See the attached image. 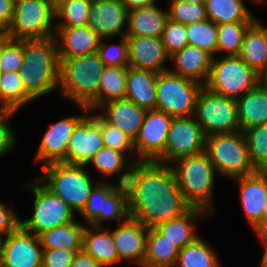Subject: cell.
I'll use <instances>...</instances> for the list:
<instances>
[{"mask_svg": "<svg viewBox=\"0 0 267 267\" xmlns=\"http://www.w3.org/2000/svg\"><path fill=\"white\" fill-rule=\"evenodd\" d=\"M258 84V74L238 56H215L204 85L217 95L237 99Z\"/></svg>", "mask_w": 267, "mask_h": 267, "instance_id": "ba28073f", "label": "cell"}, {"mask_svg": "<svg viewBox=\"0 0 267 267\" xmlns=\"http://www.w3.org/2000/svg\"><path fill=\"white\" fill-rule=\"evenodd\" d=\"M166 52L171 56L189 45L186 25L168 18L161 36Z\"/></svg>", "mask_w": 267, "mask_h": 267, "instance_id": "bcb514c9", "label": "cell"}, {"mask_svg": "<svg viewBox=\"0 0 267 267\" xmlns=\"http://www.w3.org/2000/svg\"><path fill=\"white\" fill-rule=\"evenodd\" d=\"M241 131L267 123V90L258 84L236 99Z\"/></svg>", "mask_w": 267, "mask_h": 267, "instance_id": "f546056e", "label": "cell"}, {"mask_svg": "<svg viewBox=\"0 0 267 267\" xmlns=\"http://www.w3.org/2000/svg\"><path fill=\"white\" fill-rule=\"evenodd\" d=\"M128 67H105L103 69L98 98L88 107L93 112L113 100L125 99Z\"/></svg>", "mask_w": 267, "mask_h": 267, "instance_id": "d6a6232c", "label": "cell"}, {"mask_svg": "<svg viewBox=\"0 0 267 267\" xmlns=\"http://www.w3.org/2000/svg\"><path fill=\"white\" fill-rule=\"evenodd\" d=\"M21 1H25V0H12V2H13L14 4L19 3V2H21Z\"/></svg>", "mask_w": 267, "mask_h": 267, "instance_id": "6125c7cd", "label": "cell"}, {"mask_svg": "<svg viewBox=\"0 0 267 267\" xmlns=\"http://www.w3.org/2000/svg\"><path fill=\"white\" fill-rule=\"evenodd\" d=\"M24 53L23 39H11L6 35L1 36V73L20 72Z\"/></svg>", "mask_w": 267, "mask_h": 267, "instance_id": "7bdbcfd3", "label": "cell"}, {"mask_svg": "<svg viewBox=\"0 0 267 267\" xmlns=\"http://www.w3.org/2000/svg\"><path fill=\"white\" fill-rule=\"evenodd\" d=\"M194 117L206 137L241 131L236 99L217 95L205 86L198 93Z\"/></svg>", "mask_w": 267, "mask_h": 267, "instance_id": "8fae6325", "label": "cell"}, {"mask_svg": "<svg viewBox=\"0 0 267 267\" xmlns=\"http://www.w3.org/2000/svg\"><path fill=\"white\" fill-rule=\"evenodd\" d=\"M148 230V227L131 217L118 224L116 229L110 230L118 251L119 262L132 261L143 266Z\"/></svg>", "mask_w": 267, "mask_h": 267, "instance_id": "ac0fdd59", "label": "cell"}, {"mask_svg": "<svg viewBox=\"0 0 267 267\" xmlns=\"http://www.w3.org/2000/svg\"><path fill=\"white\" fill-rule=\"evenodd\" d=\"M173 117L156 109L147 110L134 149L138 161H156L165 150Z\"/></svg>", "mask_w": 267, "mask_h": 267, "instance_id": "5bb4252c", "label": "cell"}, {"mask_svg": "<svg viewBox=\"0 0 267 267\" xmlns=\"http://www.w3.org/2000/svg\"><path fill=\"white\" fill-rule=\"evenodd\" d=\"M15 113L17 112L8 109L0 111V157L10 152L16 143V136L9 124Z\"/></svg>", "mask_w": 267, "mask_h": 267, "instance_id": "7dc6e473", "label": "cell"}, {"mask_svg": "<svg viewBox=\"0 0 267 267\" xmlns=\"http://www.w3.org/2000/svg\"><path fill=\"white\" fill-rule=\"evenodd\" d=\"M129 53V67L164 72V62L170 60L161 37L126 36Z\"/></svg>", "mask_w": 267, "mask_h": 267, "instance_id": "ffe728a7", "label": "cell"}, {"mask_svg": "<svg viewBox=\"0 0 267 267\" xmlns=\"http://www.w3.org/2000/svg\"><path fill=\"white\" fill-rule=\"evenodd\" d=\"M189 45L207 51L213 57L217 54V25L208 18L186 25Z\"/></svg>", "mask_w": 267, "mask_h": 267, "instance_id": "ab89813d", "label": "cell"}, {"mask_svg": "<svg viewBox=\"0 0 267 267\" xmlns=\"http://www.w3.org/2000/svg\"><path fill=\"white\" fill-rule=\"evenodd\" d=\"M80 108L86 116L76 125L68 141L66 163L88 166L104 144L100 127L96 123V114H90L85 106ZM88 113L90 115L87 116Z\"/></svg>", "mask_w": 267, "mask_h": 267, "instance_id": "9a60e30c", "label": "cell"}, {"mask_svg": "<svg viewBox=\"0 0 267 267\" xmlns=\"http://www.w3.org/2000/svg\"><path fill=\"white\" fill-rule=\"evenodd\" d=\"M39 237L21 225L3 239L0 267H42Z\"/></svg>", "mask_w": 267, "mask_h": 267, "instance_id": "2e32d148", "label": "cell"}, {"mask_svg": "<svg viewBox=\"0 0 267 267\" xmlns=\"http://www.w3.org/2000/svg\"><path fill=\"white\" fill-rule=\"evenodd\" d=\"M168 17L184 25L207 19L205 4H195L182 0H171Z\"/></svg>", "mask_w": 267, "mask_h": 267, "instance_id": "ee69618b", "label": "cell"}, {"mask_svg": "<svg viewBox=\"0 0 267 267\" xmlns=\"http://www.w3.org/2000/svg\"><path fill=\"white\" fill-rule=\"evenodd\" d=\"M70 267H102L93 257L83 250L77 252Z\"/></svg>", "mask_w": 267, "mask_h": 267, "instance_id": "816d5d0a", "label": "cell"}, {"mask_svg": "<svg viewBox=\"0 0 267 267\" xmlns=\"http://www.w3.org/2000/svg\"><path fill=\"white\" fill-rule=\"evenodd\" d=\"M206 136L194 116L173 117L164 153L157 162L172 165L180 158L204 152Z\"/></svg>", "mask_w": 267, "mask_h": 267, "instance_id": "4fadbf2b", "label": "cell"}, {"mask_svg": "<svg viewBox=\"0 0 267 267\" xmlns=\"http://www.w3.org/2000/svg\"><path fill=\"white\" fill-rule=\"evenodd\" d=\"M55 4L51 0H25L15 4L13 19L3 33L11 39L54 37Z\"/></svg>", "mask_w": 267, "mask_h": 267, "instance_id": "9c48e42d", "label": "cell"}, {"mask_svg": "<svg viewBox=\"0 0 267 267\" xmlns=\"http://www.w3.org/2000/svg\"><path fill=\"white\" fill-rule=\"evenodd\" d=\"M54 38L59 59L95 53L101 40L88 25L56 27Z\"/></svg>", "mask_w": 267, "mask_h": 267, "instance_id": "44dd1931", "label": "cell"}, {"mask_svg": "<svg viewBox=\"0 0 267 267\" xmlns=\"http://www.w3.org/2000/svg\"><path fill=\"white\" fill-rule=\"evenodd\" d=\"M238 57L257 74L267 65V26L260 20L245 32Z\"/></svg>", "mask_w": 267, "mask_h": 267, "instance_id": "f1b7e54d", "label": "cell"}, {"mask_svg": "<svg viewBox=\"0 0 267 267\" xmlns=\"http://www.w3.org/2000/svg\"><path fill=\"white\" fill-rule=\"evenodd\" d=\"M15 4L12 0H0V31L4 33L10 26Z\"/></svg>", "mask_w": 267, "mask_h": 267, "instance_id": "f907efd6", "label": "cell"}, {"mask_svg": "<svg viewBox=\"0 0 267 267\" xmlns=\"http://www.w3.org/2000/svg\"><path fill=\"white\" fill-rule=\"evenodd\" d=\"M33 99L25 92L19 72L4 73L0 77V106L18 111Z\"/></svg>", "mask_w": 267, "mask_h": 267, "instance_id": "8d00e7d4", "label": "cell"}, {"mask_svg": "<svg viewBox=\"0 0 267 267\" xmlns=\"http://www.w3.org/2000/svg\"><path fill=\"white\" fill-rule=\"evenodd\" d=\"M104 113L100 115L112 125L117 126L126 133L133 141L138 137L146 109L138 107L128 99L109 101L101 105Z\"/></svg>", "mask_w": 267, "mask_h": 267, "instance_id": "cb8c5ba5", "label": "cell"}, {"mask_svg": "<svg viewBox=\"0 0 267 267\" xmlns=\"http://www.w3.org/2000/svg\"><path fill=\"white\" fill-rule=\"evenodd\" d=\"M182 1L195 3V4H205V0H182Z\"/></svg>", "mask_w": 267, "mask_h": 267, "instance_id": "680465c9", "label": "cell"}, {"mask_svg": "<svg viewBox=\"0 0 267 267\" xmlns=\"http://www.w3.org/2000/svg\"><path fill=\"white\" fill-rule=\"evenodd\" d=\"M258 85L267 90V65L258 73Z\"/></svg>", "mask_w": 267, "mask_h": 267, "instance_id": "9f6ffc18", "label": "cell"}, {"mask_svg": "<svg viewBox=\"0 0 267 267\" xmlns=\"http://www.w3.org/2000/svg\"><path fill=\"white\" fill-rule=\"evenodd\" d=\"M231 180L238 183L241 207L253 229L260 222L264 210L267 197V177L256 171L253 174Z\"/></svg>", "mask_w": 267, "mask_h": 267, "instance_id": "7402d4cb", "label": "cell"}, {"mask_svg": "<svg viewBox=\"0 0 267 267\" xmlns=\"http://www.w3.org/2000/svg\"><path fill=\"white\" fill-rule=\"evenodd\" d=\"M204 152L219 176L234 179L257 171L250 161L247 142L242 131L207 136Z\"/></svg>", "mask_w": 267, "mask_h": 267, "instance_id": "8992f818", "label": "cell"}, {"mask_svg": "<svg viewBox=\"0 0 267 267\" xmlns=\"http://www.w3.org/2000/svg\"><path fill=\"white\" fill-rule=\"evenodd\" d=\"M54 4H57L60 0H51Z\"/></svg>", "mask_w": 267, "mask_h": 267, "instance_id": "e7e4bbea", "label": "cell"}, {"mask_svg": "<svg viewBox=\"0 0 267 267\" xmlns=\"http://www.w3.org/2000/svg\"><path fill=\"white\" fill-rule=\"evenodd\" d=\"M122 186L130 217L148 228L181 216L191 208L178 187L171 165L135 162Z\"/></svg>", "mask_w": 267, "mask_h": 267, "instance_id": "6da1fadb", "label": "cell"}, {"mask_svg": "<svg viewBox=\"0 0 267 267\" xmlns=\"http://www.w3.org/2000/svg\"><path fill=\"white\" fill-rule=\"evenodd\" d=\"M253 1H254L255 3L257 2V3L261 4V3H260L261 0H253Z\"/></svg>", "mask_w": 267, "mask_h": 267, "instance_id": "03108f58", "label": "cell"}, {"mask_svg": "<svg viewBox=\"0 0 267 267\" xmlns=\"http://www.w3.org/2000/svg\"><path fill=\"white\" fill-rule=\"evenodd\" d=\"M255 233L259 240L262 242V245H264L263 247L265 248L259 265L267 267V229L255 231Z\"/></svg>", "mask_w": 267, "mask_h": 267, "instance_id": "db71d44e", "label": "cell"}, {"mask_svg": "<svg viewBox=\"0 0 267 267\" xmlns=\"http://www.w3.org/2000/svg\"><path fill=\"white\" fill-rule=\"evenodd\" d=\"M257 171L267 177V159L262 163V165L257 169Z\"/></svg>", "mask_w": 267, "mask_h": 267, "instance_id": "6f0895ef", "label": "cell"}, {"mask_svg": "<svg viewBox=\"0 0 267 267\" xmlns=\"http://www.w3.org/2000/svg\"><path fill=\"white\" fill-rule=\"evenodd\" d=\"M203 86L169 70L160 72L156 87V110L172 117L194 116L198 93Z\"/></svg>", "mask_w": 267, "mask_h": 267, "instance_id": "30bf717a", "label": "cell"}, {"mask_svg": "<svg viewBox=\"0 0 267 267\" xmlns=\"http://www.w3.org/2000/svg\"><path fill=\"white\" fill-rule=\"evenodd\" d=\"M75 254L67 249H43L42 267H70Z\"/></svg>", "mask_w": 267, "mask_h": 267, "instance_id": "c3c4849f", "label": "cell"}, {"mask_svg": "<svg viewBox=\"0 0 267 267\" xmlns=\"http://www.w3.org/2000/svg\"><path fill=\"white\" fill-rule=\"evenodd\" d=\"M254 22H231L217 25V53L222 56H238L247 29Z\"/></svg>", "mask_w": 267, "mask_h": 267, "instance_id": "74e56055", "label": "cell"}, {"mask_svg": "<svg viewBox=\"0 0 267 267\" xmlns=\"http://www.w3.org/2000/svg\"><path fill=\"white\" fill-rule=\"evenodd\" d=\"M127 156L109 147H103L88 163L93 164L94 168L104 177L109 178L119 175L117 184L122 185L128 178L133 166V162Z\"/></svg>", "mask_w": 267, "mask_h": 267, "instance_id": "e575fe53", "label": "cell"}, {"mask_svg": "<svg viewBox=\"0 0 267 267\" xmlns=\"http://www.w3.org/2000/svg\"><path fill=\"white\" fill-rule=\"evenodd\" d=\"M101 39L97 53L105 67H129V53L126 36H122L118 44L107 45Z\"/></svg>", "mask_w": 267, "mask_h": 267, "instance_id": "f6af8a7d", "label": "cell"}, {"mask_svg": "<svg viewBox=\"0 0 267 267\" xmlns=\"http://www.w3.org/2000/svg\"><path fill=\"white\" fill-rule=\"evenodd\" d=\"M249 151L251 163L258 169L267 159V123L242 131Z\"/></svg>", "mask_w": 267, "mask_h": 267, "instance_id": "b9f144b4", "label": "cell"}, {"mask_svg": "<svg viewBox=\"0 0 267 267\" xmlns=\"http://www.w3.org/2000/svg\"><path fill=\"white\" fill-rule=\"evenodd\" d=\"M206 15L216 25L231 22H255L244 0H205Z\"/></svg>", "mask_w": 267, "mask_h": 267, "instance_id": "836d02e7", "label": "cell"}, {"mask_svg": "<svg viewBox=\"0 0 267 267\" xmlns=\"http://www.w3.org/2000/svg\"><path fill=\"white\" fill-rule=\"evenodd\" d=\"M3 239H4V237L0 236V261H1Z\"/></svg>", "mask_w": 267, "mask_h": 267, "instance_id": "91938a15", "label": "cell"}, {"mask_svg": "<svg viewBox=\"0 0 267 267\" xmlns=\"http://www.w3.org/2000/svg\"><path fill=\"white\" fill-rule=\"evenodd\" d=\"M158 72L128 67L125 99L146 110L156 109Z\"/></svg>", "mask_w": 267, "mask_h": 267, "instance_id": "d4e9b609", "label": "cell"}, {"mask_svg": "<svg viewBox=\"0 0 267 267\" xmlns=\"http://www.w3.org/2000/svg\"><path fill=\"white\" fill-rule=\"evenodd\" d=\"M212 59L213 56L207 51L187 45L170 56L174 68L168 70L205 85L210 75Z\"/></svg>", "mask_w": 267, "mask_h": 267, "instance_id": "603a6c76", "label": "cell"}, {"mask_svg": "<svg viewBox=\"0 0 267 267\" xmlns=\"http://www.w3.org/2000/svg\"><path fill=\"white\" fill-rule=\"evenodd\" d=\"M173 164L171 167L186 202L191 207L214 213L212 195L217 172L207 154L190 155Z\"/></svg>", "mask_w": 267, "mask_h": 267, "instance_id": "277c9868", "label": "cell"}, {"mask_svg": "<svg viewBox=\"0 0 267 267\" xmlns=\"http://www.w3.org/2000/svg\"><path fill=\"white\" fill-rule=\"evenodd\" d=\"M168 18V11L156 5L130 10L126 36L161 37Z\"/></svg>", "mask_w": 267, "mask_h": 267, "instance_id": "4316f807", "label": "cell"}, {"mask_svg": "<svg viewBox=\"0 0 267 267\" xmlns=\"http://www.w3.org/2000/svg\"><path fill=\"white\" fill-rule=\"evenodd\" d=\"M102 228L93 225L85 226L82 250L105 267L119 263V256L111 231Z\"/></svg>", "mask_w": 267, "mask_h": 267, "instance_id": "83f0119b", "label": "cell"}, {"mask_svg": "<svg viewBox=\"0 0 267 267\" xmlns=\"http://www.w3.org/2000/svg\"><path fill=\"white\" fill-rule=\"evenodd\" d=\"M96 123L100 127L105 147L112 148L124 154L129 152L128 155H131L129 159L133 163L138 162V158L133 156L135 152L134 141L126 133L122 132L117 126L107 122L100 113L96 114Z\"/></svg>", "mask_w": 267, "mask_h": 267, "instance_id": "60d3db41", "label": "cell"}, {"mask_svg": "<svg viewBox=\"0 0 267 267\" xmlns=\"http://www.w3.org/2000/svg\"><path fill=\"white\" fill-rule=\"evenodd\" d=\"M71 116L57 121L43 135L37 150L36 160L42 167L52 163H66L68 141L76 125L85 117Z\"/></svg>", "mask_w": 267, "mask_h": 267, "instance_id": "d6986e66", "label": "cell"}, {"mask_svg": "<svg viewBox=\"0 0 267 267\" xmlns=\"http://www.w3.org/2000/svg\"><path fill=\"white\" fill-rule=\"evenodd\" d=\"M24 53L20 77L25 92L33 99L59 86L60 61L54 37L23 39Z\"/></svg>", "mask_w": 267, "mask_h": 267, "instance_id": "7a4b0ae2", "label": "cell"}, {"mask_svg": "<svg viewBox=\"0 0 267 267\" xmlns=\"http://www.w3.org/2000/svg\"><path fill=\"white\" fill-rule=\"evenodd\" d=\"M85 223L73 221L52 228L40 234L39 240L43 249H67L76 253L82 250Z\"/></svg>", "mask_w": 267, "mask_h": 267, "instance_id": "4dcf8cb0", "label": "cell"}, {"mask_svg": "<svg viewBox=\"0 0 267 267\" xmlns=\"http://www.w3.org/2000/svg\"><path fill=\"white\" fill-rule=\"evenodd\" d=\"M42 169L38 179L79 214L97 184L93 183L86 166L61 162L48 164Z\"/></svg>", "mask_w": 267, "mask_h": 267, "instance_id": "5b68a950", "label": "cell"}, {"mask_svg": "<svg viewBox=\"0 0 267 267\" xmlns=\"http://www.w3.org/2000/svg\"><path fill=\"white\" fill-rule=\"evenodd\" d=\"M175 267H222L213 247L199 237L179 250Z\"/></svg>", "mask_w": 267, "mask_h": 267, "instance_id": "d590c367", "label": "cell"}, {"mask_svg": "<svg viewBox=\"0 0 267 267\" xmlns=\"http://www.w3.org/2000/svg\"><path fill=\"white\" fill-rule=\"evenodd\" d=\"M121 2L127 7L128 11L153 6L156 3V0H121Z\"/></svg>", "mask_w": 267, "mask_h": 267, "instance_id": "f5cc1de1", "label": "cell"}, {"mask_svg": "<svg viewBox=\"0 0 267 267\" xmlns=\"http://www.w3.org/2000/svg\"><path fill=\"white\" fill-rule=\"evenodd\" d=\"M0 55H1V37H0ZM1 70H0V77H1Z\"/></svg>", "mask_w": 267, "mask_h": 267, "instance_id": "be15d7a7", "label": "cell"}, {"mask_svg": "<svg viewBox=\"0 0 267 267\" xmlns=\"http://www.w3.org/2000/svg\"><path fill=\"white\" fill-rule=\"evenodd\" d=\"M24 187L34 195L32 216L21 220L25 230L39 236L52 228L75 221L74 210L38 178L32 183H26Z\"/></svg>", "mask_w": 267, "mask_h": 267, "instance_id": "52a82bcc", "label": "cell"}, {"mask_svg": "<svg viewBox=\"0 0 267 267\" xmlns=\"http://www.w3.org/2000/svg\"><path fill=\"white\" fill-rule=\"evenodd\" d=\"M178 254L179 249L173 243L155 228H149L143 267H175Z\"/></svg>", "mask_w": 267, "mask_h": 267, "instance_id": "1f68e13d", "label": "cell"}, {"mask_svg": "<svg viewBox=\"0 0 267 267\" xmlns=\"http://www.w3.org/2000/svg\"><path fill=\"white\" fill-rule=\"evenodd\" d=\"M59 89L79 107H89L99 94L100 80L105 65L97 52L59 59Z\"/></svg>", "mask_w": 267, "mask_h": 267, "instance_id": "3957f363", "label": "cell"}, {"mask_svg": "<svg viewBox=\"0 0 267 267\" xmlns=\"http://www.w3.org/2000/svg\"><path fill=\"white\" fill-rule=\"evenodd\" d=\"M267 229V197L265 199L264 210L260 222L253 228L254 231H261Z\"/></svg>", "mask_w": 267, "mask_h": 267, "instance_id": "11a10c76", "label": "cell"}, {"mask_svg": "<svg viewBox=\"0 0 267 267\" xmlns=\"http://www.w3.org/2000/svg\"><path fill=\"white\" fill-rule=\"evenodd\" d=\"M89 14L88 26L100 39L108 40L120 34L126 36L128 9L121 0L91 3Z\"/></svg>", "mask_w": 267, "mask_h": 267, "instance_id": "e0dca14e", "label": "cell"}, {"mask_svg": "<svg viewBox=\"0 0 267 267\" xmlns=\"http://www.w3.org/2000/svg\"><path fill=\"white\" fill-rule=\"evenodd\" d=\"M208 214L205 210L191 207L183 215L161 223L154 228L181 250L200 237L195 230V224L198 222L196 220L203 216L207 217Z\"/></svg>", "mask_w": 267, "mask_h": 267, "instance_id": "484cf974", "label": "cell"}, {"mask_svg": "<svg viewBox=\"0 0 267 267\" xmlns=\"http://www.w3.org/2000/svg\"><path fill=\"white\" fill-rule=\"evenodd\" d=\"M91 3L87 0H60L55 4V18L60 19L55 27L88 25Z\"/></svg>", "mask_w": 267, "mask_h": 267, "instance_id": "f35d334b", "label": "cell"}, {"mask_svg": "<svg viewBox=\"0 0 267 267\" xmlns=\"http://www.w3.org/2000/svg\"><path fill=\"white\" fill-rule=\"evenodd\" d=\"M21 225V219L14 207L0 201V236L6 237Z\"/></svg>", "mask_w": 267, "mask_h": 267, "instance_id": "681fc988", "label": "cell"}, {"mask_svg": "<svg viewBox=\"0 0 267 267\" xmlns=\"http://www.w3.org/2000/svg\"><path fill=\"white\" fill-rule=\"evenodd\" d=\"M86 225L104 227L103 221L123 223L130 217L126 193L122 185L98 181L91 190L86 206L79 213Z\"/></svg>", "mask_w": 267, "mask_h": 267, "instance_id": "7c38bea8", "label": "cell"}, {"mask_svg": "<svg viewBox=\"0 0 267 267\" xmlns=\"http://www.w3.org/2000/svg\"><path fill=\"white\" fill-rule=\"evenodd\" d=\"M89 3H97V2H100L102 0H87Z\"/></svg>", "mask_w": 267, "mask_h": 267, "instance_id": "94428289", "label": "cell"}]
</instances>
